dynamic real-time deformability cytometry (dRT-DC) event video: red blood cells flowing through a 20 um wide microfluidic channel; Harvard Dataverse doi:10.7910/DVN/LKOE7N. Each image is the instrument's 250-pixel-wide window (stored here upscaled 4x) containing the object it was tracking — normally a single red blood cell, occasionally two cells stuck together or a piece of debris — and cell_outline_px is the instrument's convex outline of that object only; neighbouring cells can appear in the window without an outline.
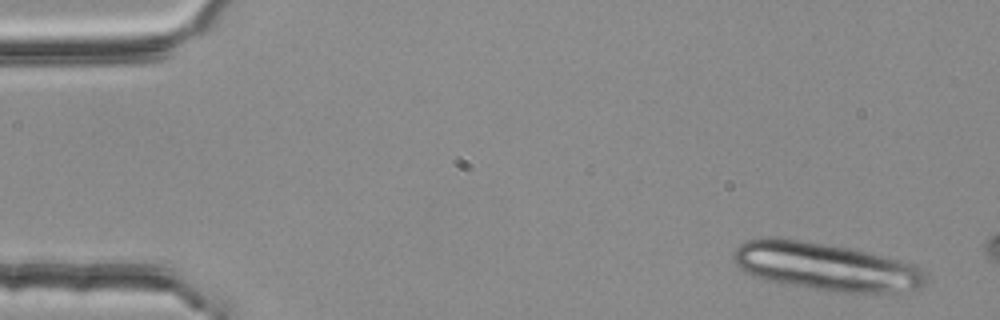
{"species": "common noctule bat (a hibernating species)", "species_latin": "Nyctalus noctula", "temperature_condition": "room temperature", "stored_images_in_passage": 3, "camera_frame_rate_fps": 3000, "um_per_image_px": 0.085, "animal": {"sex": "female", "body_mass_g": 25.1}, "frame": {"image": 1, "passage_image": 1, "time_ms": 0.0, "image_size_px": [1000, 320], "cell_outline_px": [[928, 272], [924, 288], [904, 296], [900, 296], [832, 292], [784, 284], [764, 280], [744, 272], [732, 260], [732, 252], [740, 244], [748, 240], [768, 236], [776, 236], [852, 248], [884, 256], [912, 264]], "centroid_in_image_um": [70.31, 22.72], "position_along_channel_um": 14.7, "area_um2": 55.78}}